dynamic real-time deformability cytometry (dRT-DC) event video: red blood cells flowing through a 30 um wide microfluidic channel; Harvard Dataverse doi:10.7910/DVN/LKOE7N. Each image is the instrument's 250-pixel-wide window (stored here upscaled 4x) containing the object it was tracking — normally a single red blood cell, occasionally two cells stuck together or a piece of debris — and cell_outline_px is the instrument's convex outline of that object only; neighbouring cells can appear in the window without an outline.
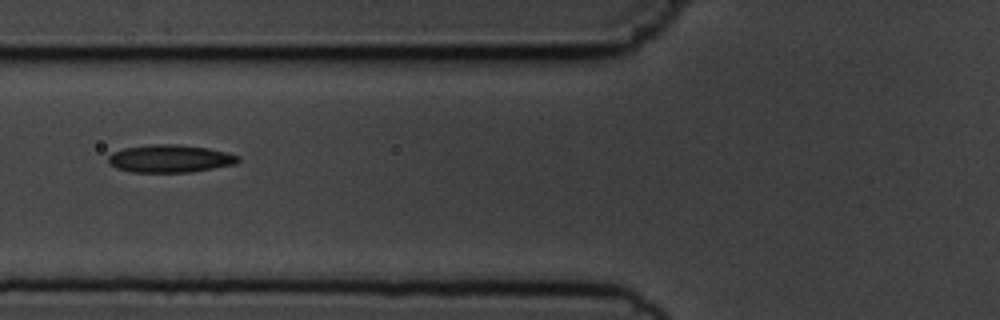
{"species": "common noctule bat (a hibernating species)", "species_latin": "Nyctalus noctula", "temperature_condition": "cold", "stored_images_in_passage": 5, "camera_frame_rate_fps": 3000, "um_per_image_px": 0.085, "animal": {"sex": "male", "body_mass_g": 19.5, "forearm_length_mm": 54.6}, "frame": {"image": 1, "passage_image": 5, "time_ms": 4.667, "image_size_px": [1000, 320], "cell_outline_px": [[240, 160], [236, 164], [192, 172], [132, 172], [116, 168], [108, 164], [108, 156], [112, 152], [124, 148], [152, 144], [176, 144], [208, 148], [240, 156]], "centroid_in_image_um": [14.43, 13.48], "position_along_channel_um": 111.4, "area_um2": 21.04}}